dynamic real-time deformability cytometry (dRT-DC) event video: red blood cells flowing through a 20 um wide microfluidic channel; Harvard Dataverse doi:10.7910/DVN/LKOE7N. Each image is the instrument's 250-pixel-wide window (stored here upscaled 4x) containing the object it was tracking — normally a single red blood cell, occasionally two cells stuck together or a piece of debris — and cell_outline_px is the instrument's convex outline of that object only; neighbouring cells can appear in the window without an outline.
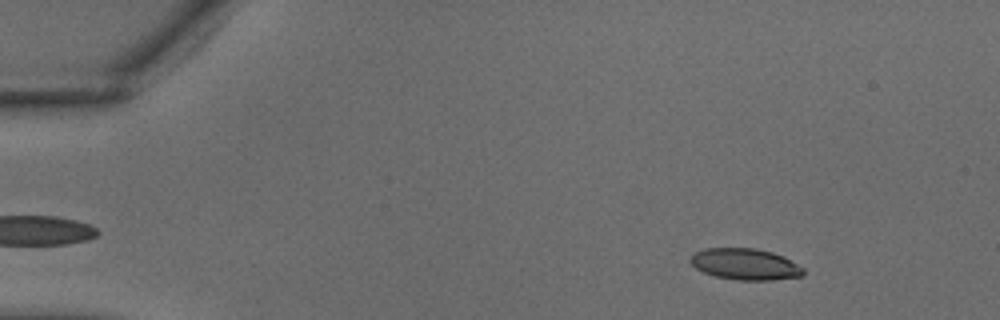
{"species": "common noctule bat (a hibernating species)", "species_latin": "Nyctalus noctula", "temperature_condition": "warm", "stored_images_in_passage": 37, "camera_frame_rate_fps": 3000, "um_per_image_px": 0.085, "animal": {"sex": "male", "body_mass_g": 18.8}, "frame": {"image": 1, "passage_image": 5, "time_ms": 1.333, "image_size_px": [1000, 320], "cell_outline_px": [[804, 276], [772, 280], [740, 280], [716, 276], [704, 272], [696, 268], [688, 260], [696, 252], [704, 248], [756, 248], [772, 252], [784, 256], [804, 268]], "centroid_in_image_um": [63.37, 22.45], "position_along_channel_um": 21.6, "area_um2": 20.63}}
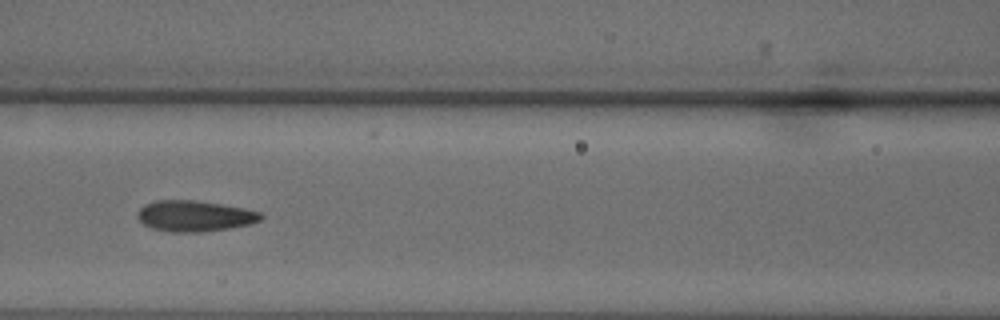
{"frame": {"image": 2, "passage_image": 17, "time_ms": 5.333, "image_size_px": [1000, 320], "cell_outline_px": [[264, 216], [260, 220], [248, 224], [228, 228], [204, 232], [172, 232], [152, 228], [144, 224], [136, 216], [136, 212], [144, 204], [156, 200], [196, 200], [244, 208], [260, 212]], "centroid_in_image_um": [16.51, 18.35], "position_along_channel_um": 150.1, "area_um2": 22.2}}
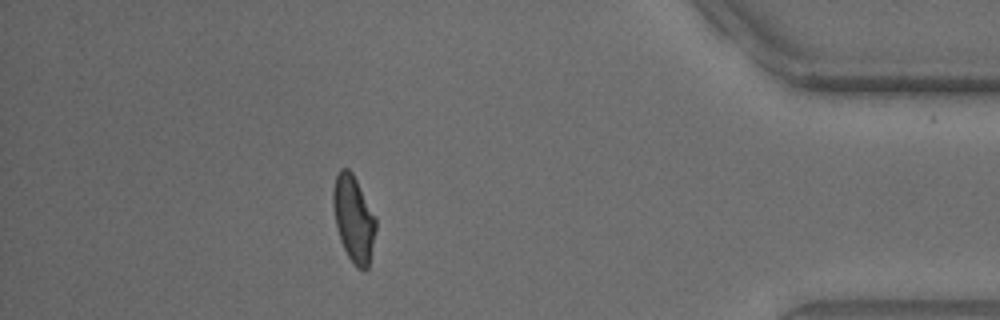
{"frame": {"image": 3, "passage_image": 33, "time_ms": 10.667, "image_size_px": [1000, 320], "cell_outline_px": [[376, 228], [368, 268], [364, 272], [356, 268], [352, 264], [340, 240], [336, 228], [332, 204], [332, 192], [336, 176], [340, 168], [348, 168], [352, 172], [376, 216]], "centroid_in_image_um": [30.05, 18.61], "position_along_channel_um": 405.2, "area_um2": 21.73}}